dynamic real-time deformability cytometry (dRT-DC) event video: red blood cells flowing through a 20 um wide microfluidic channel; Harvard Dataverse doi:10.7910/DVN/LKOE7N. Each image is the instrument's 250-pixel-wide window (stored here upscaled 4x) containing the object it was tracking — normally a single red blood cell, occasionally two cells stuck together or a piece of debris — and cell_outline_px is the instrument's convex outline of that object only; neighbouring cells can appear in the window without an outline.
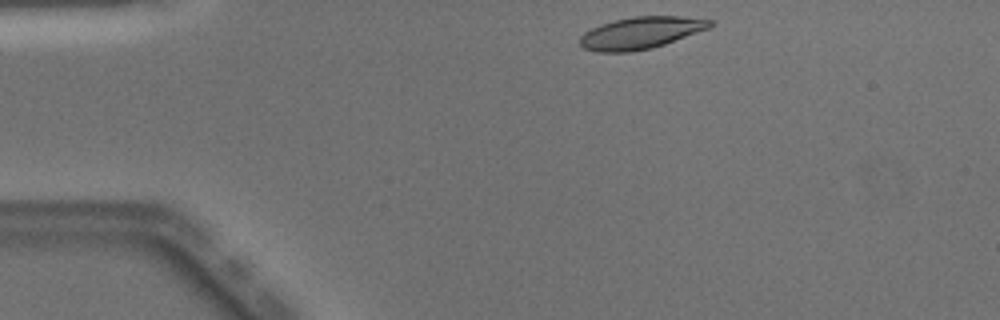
{"species": "Egyptian fruit bat (a non-hibernating species)", "species_latin": "Rousettus aegyptiacus", "temperature_condition": "warm", "stored_images_in_passage": 35, "camera_frame_rate_fps": 3000, "um_per_image_px": 0.085, "animal": {"sex": "male"}, "frame": {"image": 1, "passage_image": 1, "time_ms": 0.0, "image_size_px": [1000, 320], "cell_outline_px": [[716, 24], [708, 28], [664, 44], [652, 48], [632, 52], [596, 52], [584, 48], [580, 44], [580, 36], [584, 32], [600, 24], [632, 16], [680, 16], [716, 20]], "centroid_in_image_um": [54.48, 2.79], "position_along_channel_um": 30.5, "area_um2": 24.28}}
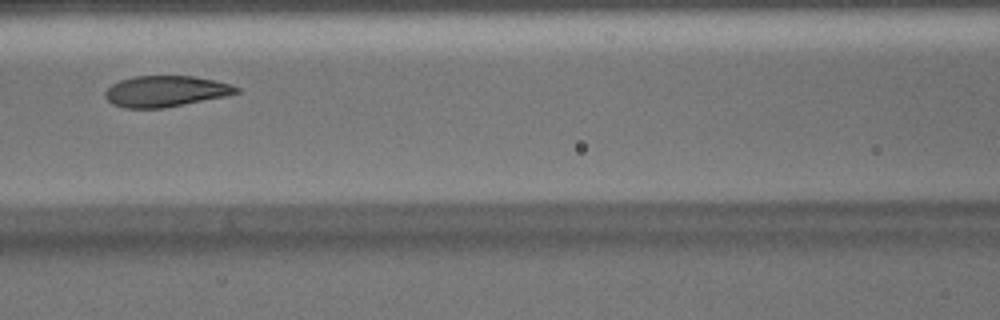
{"frame": {"image": 2, "passage_image": 14, "time_ms": 4.333, "image_size_px": [1000, 320], "cell_outline_px": [[240, 92], [224, 96], [164, 108], [124, 108], [112, 104], [104, 96], [104, 92], [112, 84], [120, 80], [132, 76], [192, 76], [216, 80], [232, 84], [240, 88]], "centroid_in_image_um": [14.07, 7.75], "position_along_channel_um": 152.5, "area_um2": 23.76}}
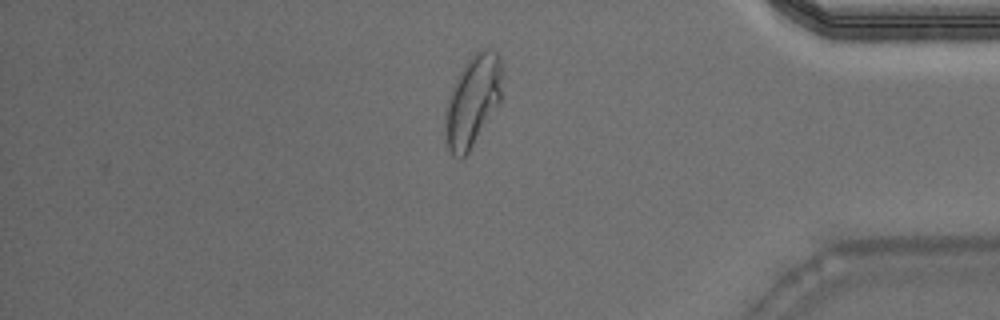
{"frame": {"image": 3, "passage_image": 34, "time_ms": 11.0, "image_size_px": [1000, 320], "cell_outline_px": [[500, 100], [468, 152], [464, 156], [452, 156], [448, 148], [444, 124], [444, 112], [456, 76], [468, 60], [480, 48], [492, 48], [500, 56]], "centroid_in_image_um": [40.14, 8.54], "position_along_channel_um": 395.1, "area_um2": 29.54}, "authors_computed_cell_mechanics": {"area_um2": 24.6806, "velocity_mm_per_s": 4.0471, "shape_relaxation_time_tau1_ms": 3.3264, "shape_relaxation_time_tau2_ms": 0.5321, "deformation_change_tau1": 0.1606, "deformation_change_tau2": 0.0546}}